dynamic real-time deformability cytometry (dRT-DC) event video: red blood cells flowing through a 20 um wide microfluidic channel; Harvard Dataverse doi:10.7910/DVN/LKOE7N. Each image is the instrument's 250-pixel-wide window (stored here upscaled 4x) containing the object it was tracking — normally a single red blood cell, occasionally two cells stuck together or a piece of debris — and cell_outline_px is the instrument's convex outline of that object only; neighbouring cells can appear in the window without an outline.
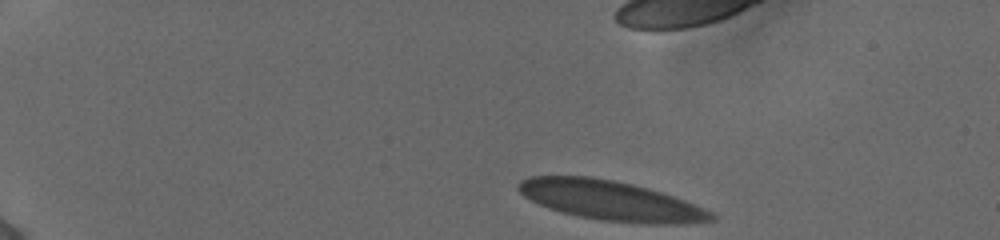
{"species": "human", "species_latin": "Homo sapiens", "temperature_condition": "cold", "stored_images_in_passage": 45, "camera_frame_rate_fps": 3000, "um_per_image_px": 0.085, "donor": {"sex": "female"}, "frame": {"image": 1, "passage_image": 1, "time_ms": 0.0, "image_size_px": [1000, 240], "cell_outline_px": [[716, 220], [676, 224], [644, 224], [600, 220], [560, 212], [548, 208], [524, 196], [516, 188], [516, 184], [520, 180], [532, 176], [592, 176], [632, 184], [648, 188], [684, 200], [712, 212], [716, 216]], "centroid_in_image_um": [51.89, 17.05], "position_along_channel_um": 33.1, "area_um2": 44.45}}
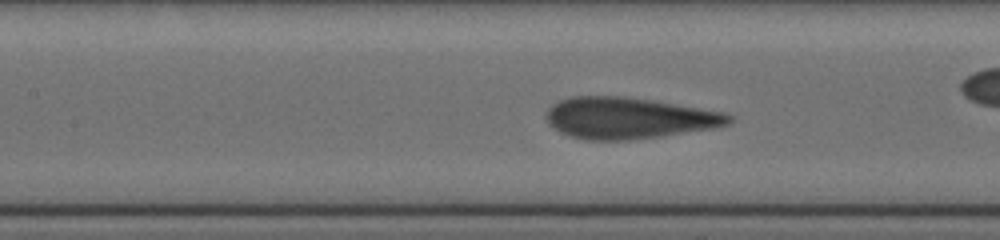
{"frame": {"image": 2, "passage_image": 18, "time_ms": 5.667, "image_size_px": [1000, 240], "cell_outline_px": [[732, 120], [728, 124], [712, 128], [664, 136], [628, 140], [584, 140], [568, 136], [560, 132], [548, 124], [544, 116], [548, 108], [552, 104], [560, 100], [572, 96], [624, 96], [652, 100], [724, 112], [732, 116]], "centroid_in_image_um": [53.38, 10.04], "position_along_channel_um": 154.0, "area_um2": 44.22}}
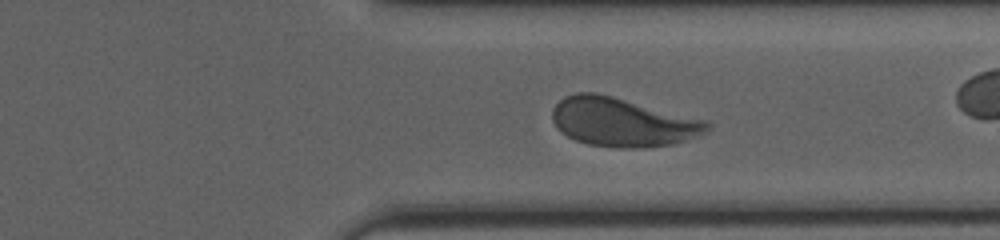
{"frame": {"image": 3, "passage_image": 34, "time_ms": 11.0, "image_size_px": [1000, 240], "cell_outline_px": [[712, 124], [704, 132], [684, 140], [672, 144], [644, 148], [616, 148], [588, 144], [576, 140], [560, 132], [556, 128], [552, 120], [552, 108], [564, 96], [576, 92], [596, 92], [708, 120]], "centroid_in_image_um": [52.87, 10.37], "position_along_channel_um": 358.5, "area_um2": 44.16}, "authors_computed_cell_mechanics": {"area_um2": 44.0436, "velocity_mm_per_s": 3.8513, "shape_relaxation_time_tau1_ms": 4.6134, "shape_relaxation_time_tau2_ms": null, "deformation_change_tau1": 0.1601, "deformation_change_tau2": null}}